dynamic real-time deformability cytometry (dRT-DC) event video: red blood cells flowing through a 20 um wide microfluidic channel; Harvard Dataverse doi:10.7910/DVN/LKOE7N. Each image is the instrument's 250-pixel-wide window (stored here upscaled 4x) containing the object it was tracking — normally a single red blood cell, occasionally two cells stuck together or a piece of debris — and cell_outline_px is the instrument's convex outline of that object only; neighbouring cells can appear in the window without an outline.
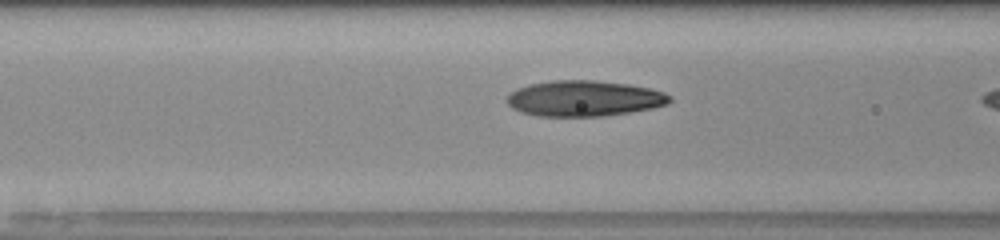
{"species": "human", "species_latin": "Homo sapiens", "temperature_condition": "room temperature", "stored_images_in_passage": 21, "camera_frame_rate_fps": 3000, "um_per_image_px": 0.085, "donor": {"sex": "male"}, "frame": {"image": 1, "passage_image": 17, "time_ms": 5.333, "image_size_px": [1000, 240], "cell_outline_px": [[668, 100], [660, 104], [640, 108], [616, 112], [580, 116], [532, 112], [520, 108], [512, 104], [512, 96], [516, 92], [528, 88], [544, 84], [612, 84], [640, 88], [656, 92], [668, 96]], "centroid_in_image_um": [49.72, 8.41], "position_along_channel_um": 116.9, "area_um2": 27.46}}